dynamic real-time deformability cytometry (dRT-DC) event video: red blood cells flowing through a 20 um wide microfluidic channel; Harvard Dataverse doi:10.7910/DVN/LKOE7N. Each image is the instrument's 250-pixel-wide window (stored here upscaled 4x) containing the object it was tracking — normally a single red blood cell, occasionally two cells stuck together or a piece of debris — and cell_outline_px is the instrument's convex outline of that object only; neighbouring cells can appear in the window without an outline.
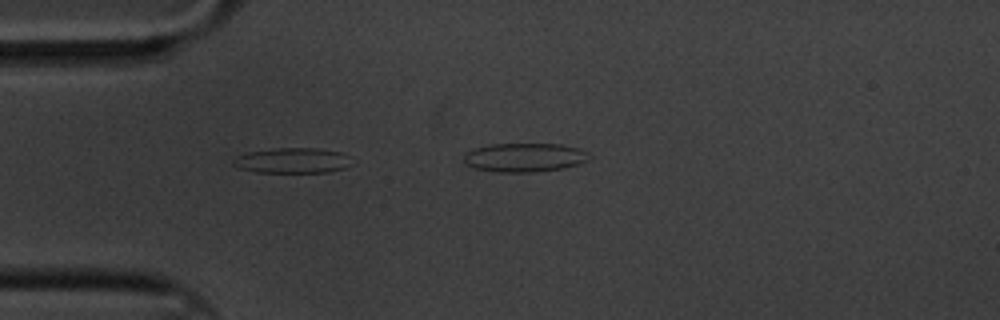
{"species": "common noctule bat (a hibernating species)", "species_latin": "Nyctalus noctula", "temperature_condition": "cold", "stored_images_in_passage": 7, "camera_frame_rate_fps": 3000, "um_per_image_px": 0.085, "animal": {"sex": "male", "body_mass_g": 20.1, "forearm_length_mm": 53.5}, "frame": {"image": 1, "passage_image": 4, "time_ms": 1.0, "image_size_px": [1000, 320], "cell_outline_px": [[352, 164], [344, 168], [328, 172], [256, 172], [236, 168], [232, 164], [232, 160], [236, 156], [248, 152], [276, 148], [316, 148], [340, 152]], "centroid_in_image_um": [24.77, 13.65], "position_along_channel_um": 60.2, "area_um2": 17.34}}
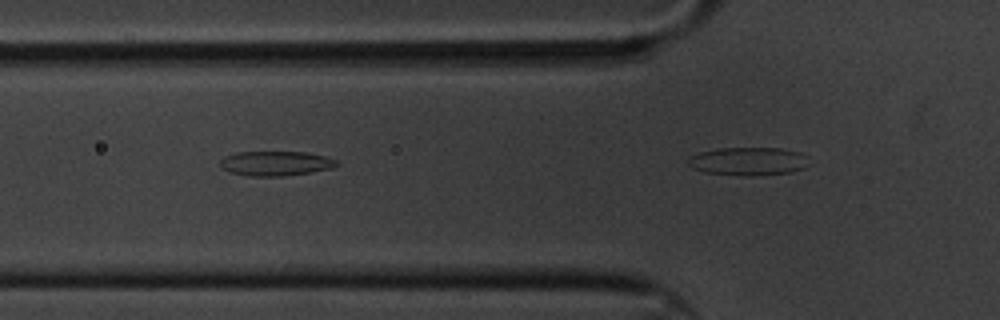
{"frame": {"image": 2, "passage_image": 5, "time_ms": 1.333, "image_size_px": [1000, 320], "cell_outline_px": [[340, 164], [332, 168], [284, 176], [248, 176], [232, 172], [224, 168], [220, 164], [220, 160], [224, 156], [236, 152], [304, 152], [324, 156], [336, 160]], "centroid_in_image_um": [23.43, 13.88], "position_along_channel_um": 102.4, "area_um2": 16.53}}
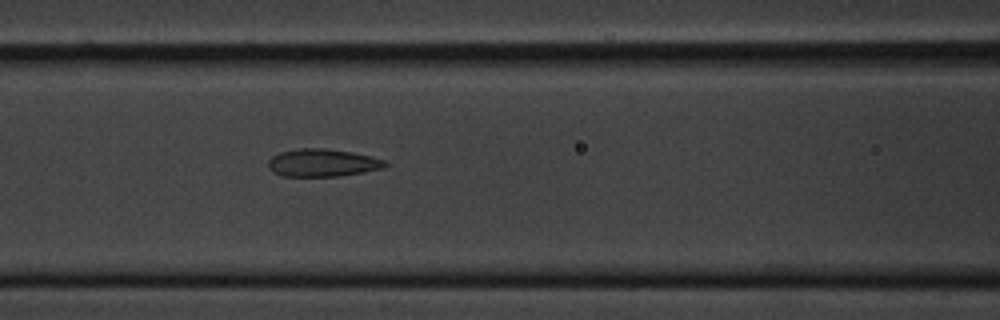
{"frame": {"image": 3, "passage_image": 7, "time_ms": 2.0, "image_size_px": [1000, 320], "cell_outline_px": [[388, 164], [384, 168], [364, 172], [340, 176], [280, 176], [272, 172], [268, 168], [268, 160], [272, 156], [280, 152], [300, 148], [324, 148], [352, 152], [372, 156], [384, 160]], "centroid_in_image_um": [27.4, 13.84], "position_along_channel_um": 139.2, "area_um2": 19.02}}